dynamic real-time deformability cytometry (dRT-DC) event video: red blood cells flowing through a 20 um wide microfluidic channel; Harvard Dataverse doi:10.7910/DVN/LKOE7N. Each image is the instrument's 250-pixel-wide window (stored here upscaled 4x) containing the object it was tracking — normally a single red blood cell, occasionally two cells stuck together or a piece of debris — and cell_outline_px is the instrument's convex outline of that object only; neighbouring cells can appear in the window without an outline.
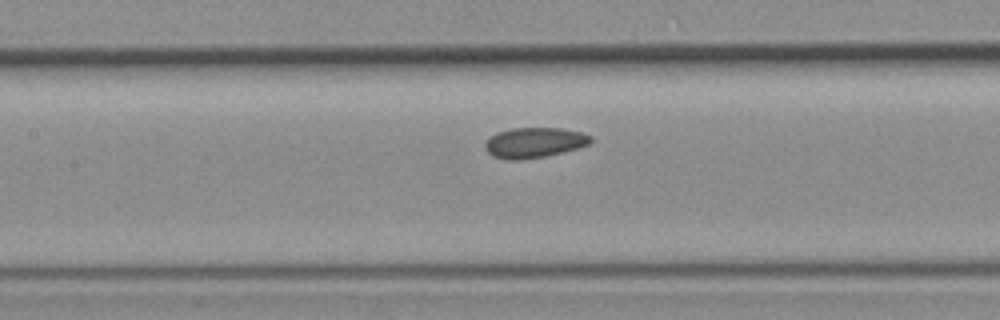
{"species": "common noctule bat (a hibernating species)", "species_latin": "Nyctalus noctula", "temperature_condition": "room temperature", "stored_images_in_passage": 6, "camera_frame_rate_fps": 3000, "um_per_image_px": 0.085, "animal": {"sex": "female", "body_mass_g": 19.3, "forearm_length_mm": 54.1}, "frame": {"image": 1, "passage_image": 6, "time_ms": 6.667, "image_size_px": [1000, 320], "cell_outline_px": [[592, 144], [580, 148], [564, 152], [544, 156], [520, 160], [508, 160], [492, 156], [484, 148], [484, 144], [496, 132], [512, 128], [560, 128], [580, 132], [592, 136]], "centroid_in_image_um": [45.44, 12.13], "position_along_channel_um": 162.0, "area_um2": 18.79}}